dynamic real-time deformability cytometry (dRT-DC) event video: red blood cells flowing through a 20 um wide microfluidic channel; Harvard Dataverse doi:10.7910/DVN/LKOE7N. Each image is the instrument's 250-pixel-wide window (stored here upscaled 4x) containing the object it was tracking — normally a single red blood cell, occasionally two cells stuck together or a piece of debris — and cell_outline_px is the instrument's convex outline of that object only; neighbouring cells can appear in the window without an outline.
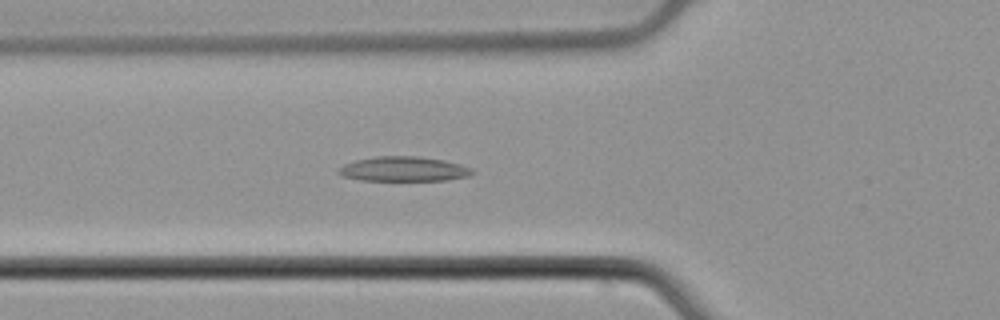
{"species": "common noctule bat (a hibernating species)", "species_latin": "Nyctalus noctula", "temperature_condition": "cold", "stored_images_in_passage": 38, "camera_frame_rate_fps": 3000, "um_per_image_px": 0.085, "animal": {"sex": "male", "body_mass_g": 21.5, "forearm_length_mm": 52.0}, "frame": {"image": 1, "passage_image": 3, "time_ms": 0.667, "image_size_px": [1000, 320], "cell_outline_px": [[476, 172], [468, 176], [448, 180], [360, 180], [344, 176], [336, 172], [344, 164], [356, 160], [376, 156], [416, 156], [444, 160], [460, 164], [472, 168]], "centroid_in_image_um": [34.34, 14.36], "position_along_channel_um": 91.5, "area_um2": 19.19}}
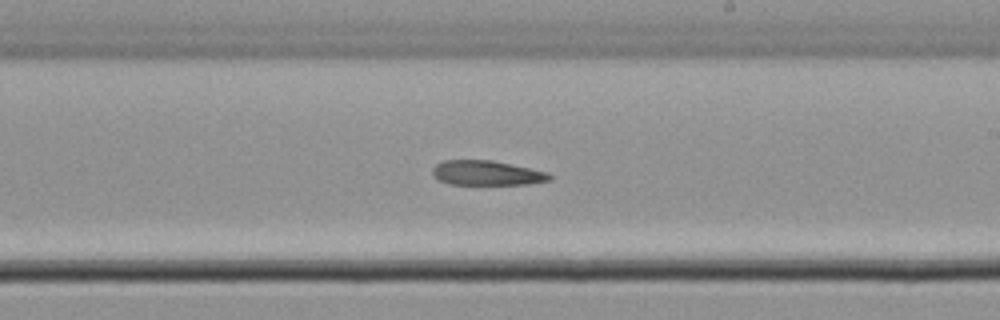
{"frame": {"image": 2, "passage_image": 15, "time_ms": 4.667, "image_size_px": [1000, 320], "cell_outline_px": [[552, 180], [528, 184], [448, 184], [432, 176], [432, 168], [436, 164], [444, 160], [492, 160], [548, 172], [552, 176]], "centroid_in_image_um": [41.36, 14.7], "position_along_channel_um": 247.6, "area_um2": 16.88}}
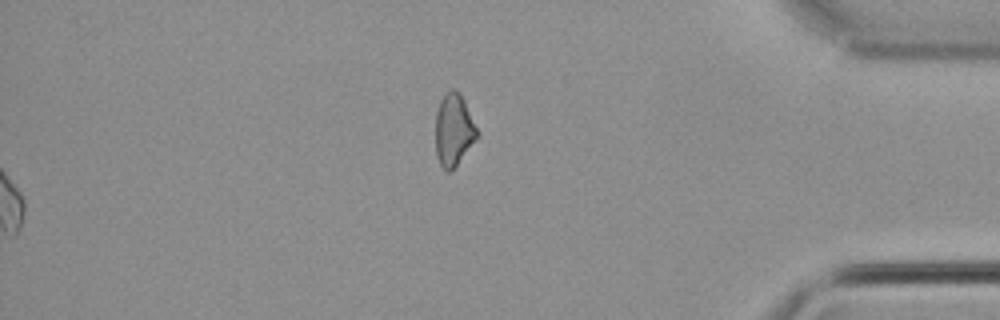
{"frame": {"image": 3, "passage_image": 38, "time_ms": 12.333, "image_size_px": [1000, 320], "cell_outline_px": [[480, 136], [456, 164], [448, 172], [440, 164], [436, 152], [436, 112], [440, 100], [452, 88], [456, 88], [464, 100], [480, 132]], "centroid_in_image_um": [38.59, 11.01], "position_along_channel_um": 396.6, "area_um2": 17.4}}